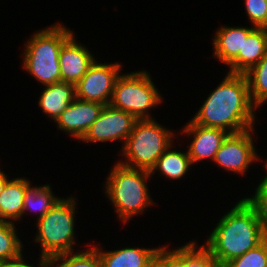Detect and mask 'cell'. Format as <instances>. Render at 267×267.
<instances>
[{
	"label": "cell",
	"instance_id": "obj_1",
	"mask_svg": "<svg viewBox=\"0 0 267 267\" xmlns=\"http://www.w3.org/2000/svg\"><path fill=\"white\" fill-rule=\"evenodd\" d=\"M245 74L229 73L192 118L195 124L238 133L254 127L255 112Z\"/></svg>",
	"mask_w": 267,
	"mask_h": 267
},
{
	"label": "cell",
	"instance_id": "obj_2",
	"mask_svg": "<svg viewBox=\"0 0 267 267\" xmlns=\"http://www.w3.org/2000/svg\"><path fill=\"white\" fill-rule=\"evenodd\" d=\"M267 238L255 210L243 198L226 213L210 234L206 246L217 267L256 248Z\"/></svg>",
	"mask_w": 267,
	"mask_h": 267
},
{
	"label": "cell",
	"instance_id": "obj_3",
	"mask_svg": "<svg viewBox=\"0 0 267 267\" xmlns=\"http://www.w3.org/2000/svg\"><path fill=\"white\" fill-rule=\"evenodd\" d=\"M52 26L33 34L23 56L24 69L45 86L61 82L59 54L63 43L73 34L62 24Z\"/></svg>",
	"mask_w": 267,
	"mask_h": 267
},
{
	"label": "cell",
	"instance_id": "obj_4",
	"mask_svg": "<svg viewBox=\"0 0 267 267\" xmlns=\"http://www.w3.org/2000/svg\"><path fill=\"white\" fill-rule=\"evenodd\" d=\"M113 167L105 184V193L114 204L116 214L127 223L131 217L143 213L153 203L146 181L151 174L147 170L129 168L119 162Z\"/></svg>",
	"mask_w": 267,
	"mask_h": 267
},
{
	"label": "cell",
	"instance_id": "obj_5",
	"mask_svg": "<svg viewBox=\"0 0 267 267\" xmlns=\"http://www.w3.org/2000/svg\"><path fill=\"white\" fill-rule=\"evenodd\" d=\"M155 119L137 120L131 134L122 146L127 159L120 164L135 169L151 171L165 150L172 145L174 133L163 128Z\"/></svg>",
	"mask_w": 267,
	"mask_h": 267
},
{
	"label": "cell",
	"instance_id": "obj_6",
	"mask_svg": "<svg viewBox=\"0 0 267 267\" xmlns=\"http://www.w3.org/2000/svg\"><path fill=\"white\" fill-rule=\"evenodd\" d=\"M75 205L74 198H60L45 216L37 219L35 241L41 245L42 257L49 259L73 251Z\"/></svg>",
	"mask_w": 267,
	"mask_h": 267
},
{
	"label": "cell",
	"instance_id": "obj_7",
	"mask_svg": "<svg viewBox=\"0 0 267 267\" xmlns=\"http://www.w3.org/2000/svg\"><path fill=\"white\" fill-rule=\"evenodd\" d=\"M160 93L146 71L120 74L110 105L133 115L137 120L154 119L149 109L162 102Z\"/></svg>",
	"mask_w": 267,
	"mask_h": 267
},
{
	"label": "cell",
	"instance_id": "obj_8",
	"mask_svg": "<svg viewBox=\"0 0 267 267\" xmlns=\"http://www.w3.org/2000/svg\"><path fill=\"white\" fill-rule=\"evenodd\" d=\"M120 69L117 62L99 64L95 61L75 85V98L109 105Z\"/></svg>",
	"mask_w": 267,
	"mask_h": 267
},
{
	"label": "cell",
	"instance_id": "obj_9",
	"mask_svg": "<svg viewBox=\"0 0 267 267\" xmlns=\"http://www.w3.org/2000/svg\"><path fill=\"white\" fill-rule=\"evenodd\" d=\"M137 119L128 112L105 105L97 120L88 129L81 141L107 142L121 140L126 143Z\"/></svg>",
	"mask_w": 267,
	"mask_h": 267
},
{
	"label": "cell",
	"instance_id": "obj_10",
	"mask_svg": "<svg viewBox=\"0 0 267 267\" xmlns=\"http://www.w3.org/2000/svg\"><path fill=\"white\" fill-rule=\"evenodd\" d=\"M253 129L228 134L217 151L214 162L226 171L244 174L249 165L258 160L251 136Z\"/></svg>",
	"mask_w": 267,
	"mask_h": 267
},
{
	"label": "cell",
	"instance_id": "obj_11",
	"mask_svg": "<svg viewBox=\"0 0 267 267\" xmlns=\"http://www.w3.org/2000/svg\"><path fill=\"white\" fill-rule=\"evenodd\" d=\"M105 105L75 98L55 120L59 129L81 140L99 117Z\"/></svg>",
	"mask_w": 267,
	"mask_h": 267
},
{
	"label": "cell",
	"instance_id": "obj_12",
	"mask_svg": "<svg viewBox=\"0 0 267 267\" xmlns=\"http://www.w3.org/2000/svg\"><path fill=\"white\" fill-rule=\"evenodd\" d=\"M73 34L63 43L59 54L61 82L76 85L95 62L84 45L77 43Z\"/></svg>",
	"mask_w": 267,
	"mask_h": 267
},
{
	"label": "cell",
	"instance_id": "obj_13",
	"mask_svg": "<svg viewBox=\"0 0 267 267\" xmlns=\"http://www.w3.org/2000/svg\"><path fill=\"white\" fill-rule=\"evenodd\" d=\"M183 133L194 135L188 148V155L192 164L207 158L213 161L217 151L229 134L222 129L195 124L192 120L183 128Z\"/></svg>",
	"mask_w": 267,
	"mask_h": 267
},
{
	"label": "cell",
	"instance_id": "obj_14",
	"mask_svg": "<svg viewBox=\"0 0 267 267\" xmlns=\"http://www.w3.org/2000/svg\"><path fill=\"white\" fill-rule=\"evenodd\" d=\"M267 54V28L255 27L243 36L242 50L228 65L229 73L245 74Z\"/></svg>",
	"mask_w": 267,
	"mask_h": 267
},
{
	"label": "cell",
	"instance_id": "obj_15",
	"mask_svg": "<svg viewBox=\"0 0 267 267\" xmlns=\"http://www.w3.org/2000/svg\"><path fill=\"white\" fill-rule=\"evenodd\" d=\"M99 253L101 267H151L158 248H122Z\"/></svg>",
	"mask_w": 267,
	"mask_h": 267
},
{
	"label": "cell",
	"instance_id": "obj_16",
	"mask_svg": "<svg viewBox=\"0 0 267 267\" xmlns=\"http://www.w3.org/2000/svg\"><path fill=\"white\" fill-rule=\"evenodd\" d=\"M255 27H221L214 38V56L226 65L230 64L242 50L243 36Z\"/></svg>",
	"mask_w": 267,
	"mask_h": 267
},
{
	"label": "cell",
	"instance_id": "obj_17",
	"mask_svg": "<svg viewBox=\"0 0 267 267\" xmlns=\"http://www.w3.org/2000/svg\"><path fill=\"white\" fill-rule=\"evenodd\" d=\"M75 99V85L58 82L46 85L39 100V106L54 121Z\"/></svg>",
	"mask_w": 267,
	"mask_h": 267
},
{
	"label": "cell",
	"instance_id": "obj_18",
	"mask_svg": "<svg viewBox=\"0 0 267 267\" xmlns=\"http://www.w3.org/2000/svg\"><path fill=\"white\" fill-rule=\"evenodd\" d=\"M30 181L24 178L9 180L0 195V220H18L23 216L24 197Z\"/></svg>",
	"mask_w": 267,
	"mask_h": 267
},
{
	"label": "cell",
	"instance_id": "obj_19",
	"mask_svg": "<svg viewBox=\"0 0 267 267\" xmlns=\"http://www.w3.org/2000/svg\"><path fill=\"white\" fill-rule=\"evenodd\" d=\"M169 146L162 156L157 160L156 164L150 171L152 175L159 169L163 175L171 179H180L187 173L188 168L191 167L192 162L186 153L179 151L171 150Z\"/></svg>",
	"mask_w": 267,
	"mask_h": 267
},
{
	"label": "cell",
	"instance_id": "obj_20",
	"mask_svg": "<svg viewBox=\"0 0 267 267\" xmlns=\"http://www.w3.org/2000/svg\"><path fill=\"white\" fill-rule=\"evenodd\" d=\"M245 76L252 103L256 108L261 107L267 101V54Z\"/></svg>",
	"mask_w": 267,
	"mask_h": 267
},
{
	"label": "cell",
	"instance_id": "obj_21",
	"mask_svg": "<svg viewBox=\"0 0 267 267\" xmlns=\"http://www.w3.org/2000/svg\"><path fill=\"white\" fill-rule=\"evenodd\" d=\"M60 199L53 196L50 185H44L40 187L29 186L26 189L24 197L23 214L29 209L38 210V219L45 216L49 210L58 203Z\"/></svg>",
	"mask_w": 267,
	"mask_h": 267
},
{
	"label": "cell",
	"instance_id": "obj_22",
	"mask_svg": "<svg viewBox=\"0 0 267 267\" xmlns=\"http://www.w3.org/2000/svg\"><path fill=\"white\" fill-rule=\"evenodd\" d=\"M65 253L53 256L49 258V267L61 262L55 267H101V261L99 253L95 247L89 248L88 250L80 251V253Z\"/></svg>",
	"mask_w": 267,
	"mask_h": 267
},
{
	"label": "cell",
	"instance_id": "obj_23",
	"mask_svg": "<svg viewBox=\"0 0 267 267\" xmlns=\"http://www.w3.org/2000/svg\"><path fill=\"white\" fill-rule=\"evenodd\" d=\"M12 220H0V261L12 260L22 253V242L15 233V223Z\"/></svg>",
	"mask_w": 267,
	"mask_h": 267
},
{
	"label": "cell",
	"instance_id": "obj_24",
	"mask_svg": "<svg viewBox=\"0 0 267 267\" xmlns=\"http://www.w3.org/2000/svg\"><path fill=\"white\" fill-rule=\"evenodd\" d=\"M224 267H267V238L256 248L229 261Z\"/></svg>",
	"mask_w": 267,
	"mask_h": 267
},
{
	"label": "cell",
	"instance_id": "obj_25",
	"mask_svg": "<svg viewBox=\"0 0 267 267\" xmlns=\"http://www.w3.org/2000/svg\"><path fill=\"white\" fill-rule=\"evenodd\" d=\"M184 267H217L210 252L203 246L197 249L196 242L184 245Z\"/></svg>",
	"mask_w": 267,
	"mask_h": 267
},
{
	"label": "cell",
	"instance_id": "obj_26",
	"mask_svg": "<svg viewBox=\"0 0 267 267\" xmlns=\"http://www.w3.org/2000/svg\"><path fill=\"white\" fill-rule=\"evenodd\" d=\"M244 199L255 210L258 220L267 233V183L264 180L261 181L256 188L255 195Z\"/></svg>",
	"mask_w": 267,
	"mask_h": 267
},
{
	"label": "cell",
	"instance_id": "obj_27",
	"mask_svg": "<svg viewBox=\"0 0 267 267\" xmlns=\"http://www.w3.org/2000/svg\"><path fill=\"white\" fill-rule=\"evenodd\" d=\"M151 267H184V246L176 250H167L166 247H159Z\"/></svg>",
	"mask_w": 267,
	"mask_h": 267
},
{
	"label": "cell",
	"instance_id": "obj_28",
	"mask_svg": "<svg viewBox=\"0 0 267 267\" xmlns=\"http://www.w3.org/2000/svg\"><path fill=\"white\" fill-rule=\"evenodd\" d=\"M245 8L248 18L254 27L267 28L266 0H245Z\"/></svg>",
	"mask_w": 267,
	"mask_h": 267
},
{
	"label": "cell",
	"instance_id": "obj_29",
	"mask_svg": "<svg viewBox=\"0 0 267 267\" xmlns=\"http://www.w3.org/2000/svg\"><path fill=\"white\" fill-rule=\"evenodd\" d=\"M40 266L38 267H49L48 258L42 257L40 259ZM0 267H33L32 265L26 264L21 254L19 257L12 260L0 261ZM35 267V266H34Z\"/></svg>",
	"mask_w": 267,
	"mask_h": 267
},
{
	"label": "cell",
	"instance_id": "obj_30",
	"mask_svg": "<svg viewBox=\"0 0 267 267\" xmlns=\"http://www.w3.org/2000/svg\"><path fill=\"white\" fill-rule=\"evenodd\" d=\"M7 175H5V173H3L2 171H0V195L6 185V183L9 181L6 177Z\"/></svg>",
	"mask_w": 267,
	"mask_h": 267
},
{
	"label": "cell",
	"instance_id": "obj_31",
	"mask_svg": "<svg viewBox=\"0 0 267 267\" xmlns=\"http://www.w3.org/2000/svg\"><path fill=\"white\" fill-rule=\"evenodd\" d=\"M265 168H266V172H267V159H266V162H265ZM266 183H267V176H265V178L263 179Z\"/></svg>",
	"mask_w": 267,
	"mask_h": 267
}]
</instances>
